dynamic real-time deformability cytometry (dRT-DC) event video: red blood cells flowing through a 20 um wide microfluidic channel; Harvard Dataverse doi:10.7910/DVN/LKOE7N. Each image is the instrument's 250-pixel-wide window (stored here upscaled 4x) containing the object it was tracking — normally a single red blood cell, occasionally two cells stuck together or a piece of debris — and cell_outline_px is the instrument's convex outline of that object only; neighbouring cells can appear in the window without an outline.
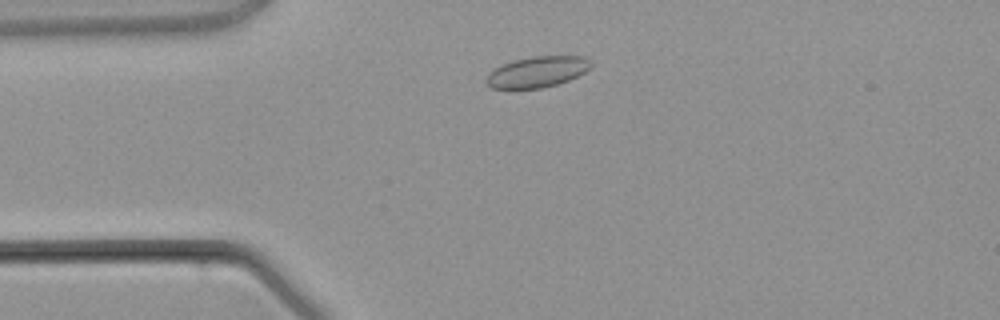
{"species": "common noctule bat (a hibernating species)", "species_latin": "Nyctalus noctula", "temperature_condition": "warm", "stored_images_in_passage": 2, "camera_frame_rate_fps": 3000, "um_per_image_px": 0.085, "animal": {"sex": "male", "body_mass_g": 21.5, "forearm_length_mm": 52.0}, "frame": {"image": 1, "passage_image": 2, "time_ms": 1.0, "image_size_px": [1000, 320], "cell_outline_px": [[592, 68], [568, 80], [556, 84], [540, 88], [492, 88], [484, 80], [488, 72], [512, 60], [532, 56], [584, 56], [592, 60]], "centroid_in_image_um": [45.68, 6.09], "position_along_channel_um": 39.3, "area_um2": 18.84}}